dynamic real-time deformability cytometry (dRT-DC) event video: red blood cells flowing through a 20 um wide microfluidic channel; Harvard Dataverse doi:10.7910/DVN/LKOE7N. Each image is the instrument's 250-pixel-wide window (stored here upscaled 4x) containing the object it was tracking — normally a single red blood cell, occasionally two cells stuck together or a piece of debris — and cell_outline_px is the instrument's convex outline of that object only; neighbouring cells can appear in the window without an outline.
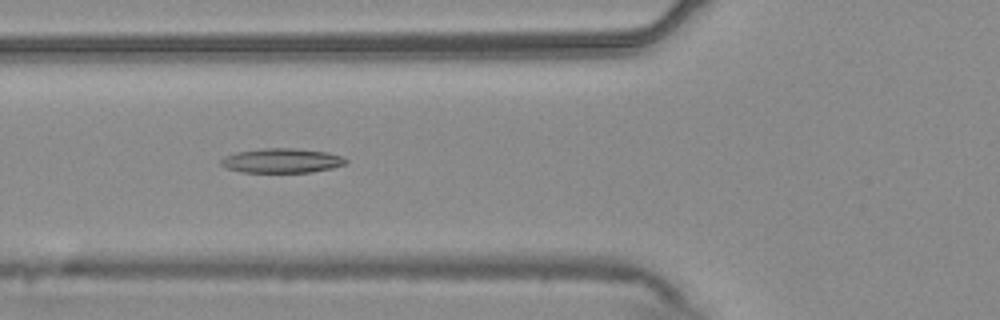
{"species": "common noctule bat (a hibernating species)", "species_latin": "Nyctalus noctula", "temperature_condition": "warm", "stored_images_in_passage": 47, "camera_frame_rate_fps": 3000, "um_per_image_px": 0.085, "animal": {"sex": "male", "body_mass_g": 20.4}, "frame": {"image": 1, "passage_image": 13, "time_ms": 4.0, "image_size_px": [1000, 320], "cell_outline_px": [[348, 164], [332, 168], [312, 172], [244, 172], [228, 168], [220, 164], [220, 160], [224, 156], [236, 152], [264, 148], [296, 148], [328, 152], [340, 156], [348, 160]], "centroid_in_image_um": [23.98, 13.65], "position_along_channel_um": 101.8, "area_um2": 17.86}}
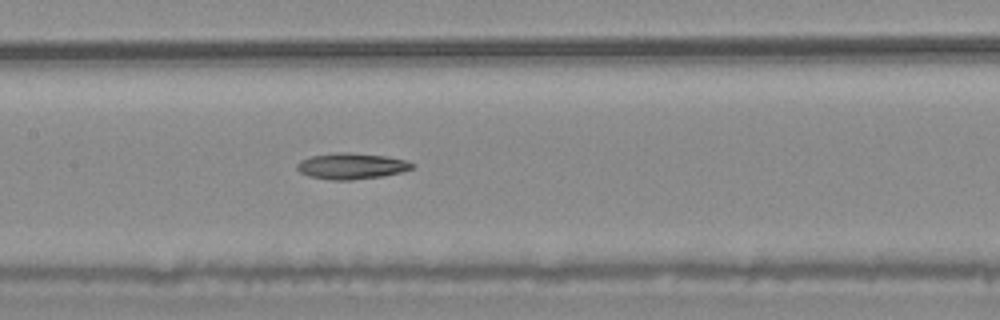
{"frame": {"image": 2, "passage_image": 19, "time_ms": 6.0, "image_size_px": [1000, 320], "cell_outline_px": [[416, 164], [412, 168], [400, 172], [380, 176], [352, 180], [332, 180], [308, 176], [300, 172], [296, 168], [296, 164], [300, 160], [312, 156], [336, 152], [348, 152], [384, 156], [408, 160]], "centroid_in_image_um": [29.86, 14.11], "position_along_channel_um": 177.5, "area_um2": 17.46}}
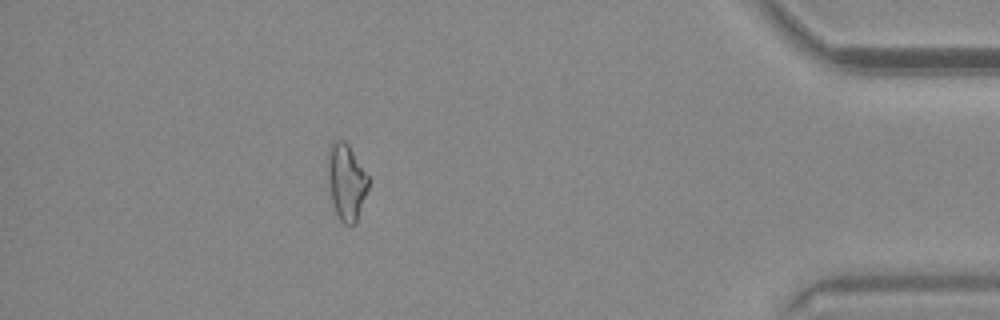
{"frame": {"image": 3, "passage_image": 41, "time_ms": 13.333, "image_size_px": [1000, 320], "cell_outline_px": [[368, 188], [356, 220], [352, 224], [344, 224], [340, 220], [332, 204], [328, 180], [328, 148], [332, 140], [344, 140], [348, 144], [368, 176]], "centroid_in_image_um": [29.41, 15.42], "position_along_channel_um": 405.8, "area_um2": 17.74}}